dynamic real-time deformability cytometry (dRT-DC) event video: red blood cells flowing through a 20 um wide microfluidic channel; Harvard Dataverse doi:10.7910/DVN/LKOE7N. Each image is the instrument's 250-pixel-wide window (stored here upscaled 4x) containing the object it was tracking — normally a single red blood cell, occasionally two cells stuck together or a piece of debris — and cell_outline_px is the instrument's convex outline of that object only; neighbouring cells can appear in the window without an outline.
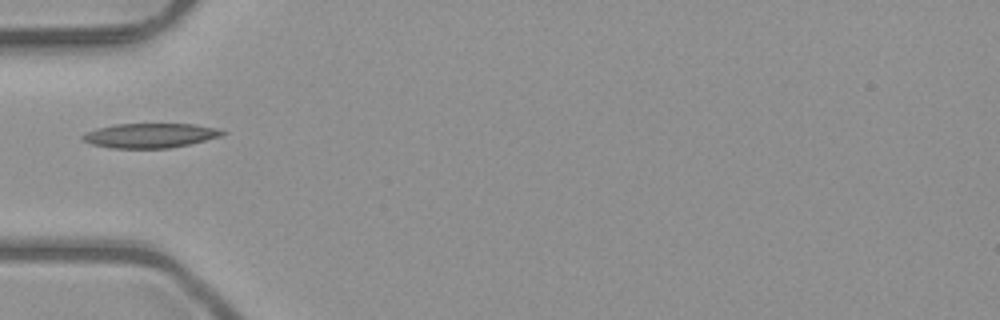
{"species": "common noctule bat (a hibernating species)", "species_latin": "Nyctalus noctula", "temperature_condition": "room temperature", "stored_images_in_passage": 6, "camera_frame_rate_fps": 3000, "um_per_image_px": 0.085, "animal": {"sex": "male", "body_mass_g": 23.1, "forearm_length_mm": 52.7}, "frame": {"image": 1, "passage_image": 1, "time_ms": 0.0, "image_size_px": [1000, 320], "cell_outline_px": [[228, 132], [220, 136], [188, 144], [168, 148], [108, 148], [92, 144], [80, 140], [80, 136], [84, 132], [96, 128], [116, 124], [196, 124], [220, 128]], "centroid_in_image_um": [12.72, 11.51], "position_along_channel_um": 72.3, "area_um2": 20.17}}
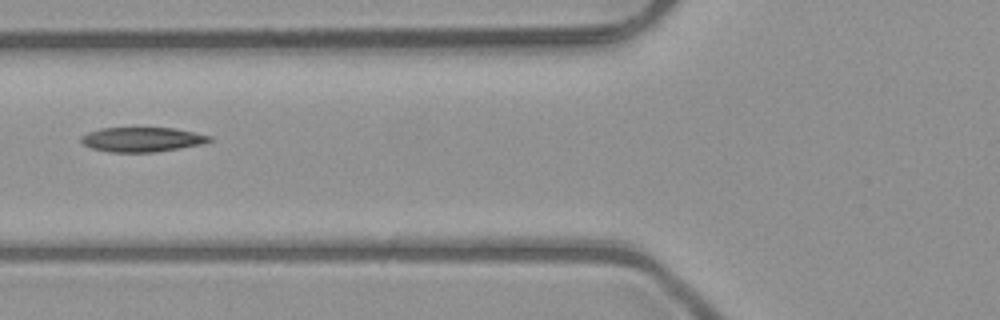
{"frame": {"image": 2, "passage_image": 4, "time_ms": 1.0, "image_size_px": [1000, 320], "cell_outline_px": [[212, 140], [200, 144], [180, 148], [156, 152], [108, 152], [92, 148], [84, 144], [80, 140], [80, 136], [88, 132], [100, 128], [172, 128], [212, 136]], "centroid_in_image_um": [12.04, 11.86], "position_along_channel_um": 113.8, "area_um2": 18.26}}